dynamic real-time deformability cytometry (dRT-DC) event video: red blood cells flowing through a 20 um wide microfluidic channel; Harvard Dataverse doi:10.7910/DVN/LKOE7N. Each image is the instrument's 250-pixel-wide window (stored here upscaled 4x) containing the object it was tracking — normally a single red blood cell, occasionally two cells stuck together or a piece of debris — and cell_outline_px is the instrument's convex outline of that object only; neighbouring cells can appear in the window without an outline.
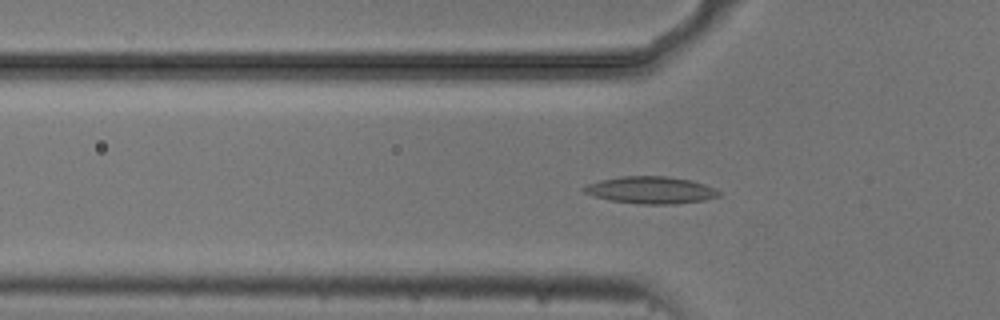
{"species": "common noctule bat (a hibernating species)", "species_latin": "Nyctalus noctula", "temperature_condition": "cold", "stored_images_in_passage": 55, "camera_frame_rate_fps": 3000, "um_per_image_px": 0.085, "animal": {"sex": "male", "body_mass_g": 20.5, "forearm_length_mm": 52.5}, "frame": {"image": 1, "passage_image": 18, "time_ms": 5.667, "image_size_px": [1000, 320], "cell_outline_px": [[724, 192], [720, 196], [704, 200], [676, 204], [640, 204], [612, 200], [596, 196], [584, 192], [580, 188], [588, 184], [600, 180], [620, 176], [668, 176], [688, 180], [704, 184]], "centroid_in_image_um": [55.35, 16.15], "position_along_channel_um": 70.4, "area_um2": 21.27}}
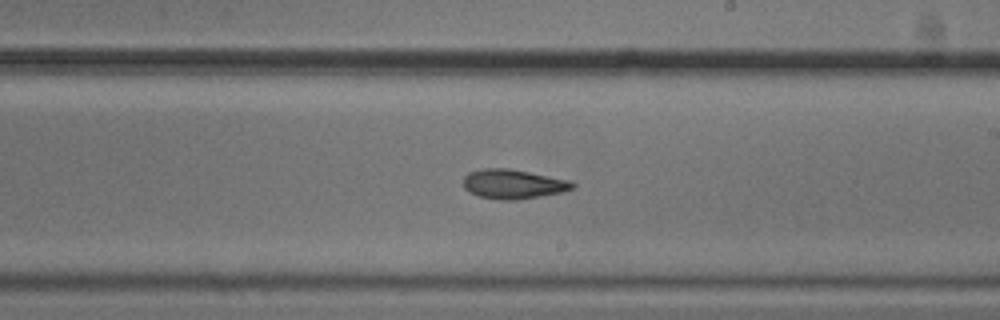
{"frame": {"image": 2, "passage_image": 32, "time_ms": 10.333, "image_size_px": [1000, 320], "cell_outline_px": [[576, 188], [564, 192], [516, 200], [500, 200], [480, 196], [468, 192], [464, 188], [464, 176], [468, 172], [484, 168], [508, 168], [568, 180], [576, 184]], "centroid_in_image_um": [43.62, 15.65], "position_along_channel_um": 245.4, "area_um2": 18.73}}
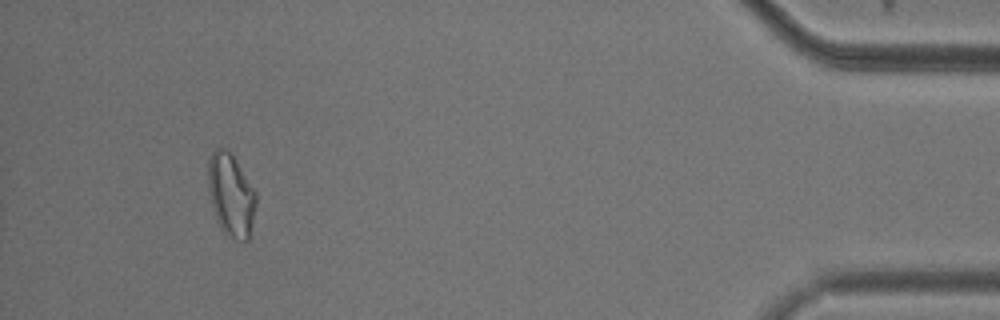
{"frame": {"image": 3, "passage_image": 51, "time_ms": 16.667, "image_size_px": [1000, 320], "cell_outline_px": [[256, 204], [248, 240], [244, 240], [228, 236], [220, 224], [212, 204], [208, 188], [208, 160], [212, 152], [216, 148], [224, 148], [232, 152], [256, 192]], "centroid_in_image_um": [19.64, 16.49], "position_along_channel_um": 415.6, "area_um2": 22.72}}